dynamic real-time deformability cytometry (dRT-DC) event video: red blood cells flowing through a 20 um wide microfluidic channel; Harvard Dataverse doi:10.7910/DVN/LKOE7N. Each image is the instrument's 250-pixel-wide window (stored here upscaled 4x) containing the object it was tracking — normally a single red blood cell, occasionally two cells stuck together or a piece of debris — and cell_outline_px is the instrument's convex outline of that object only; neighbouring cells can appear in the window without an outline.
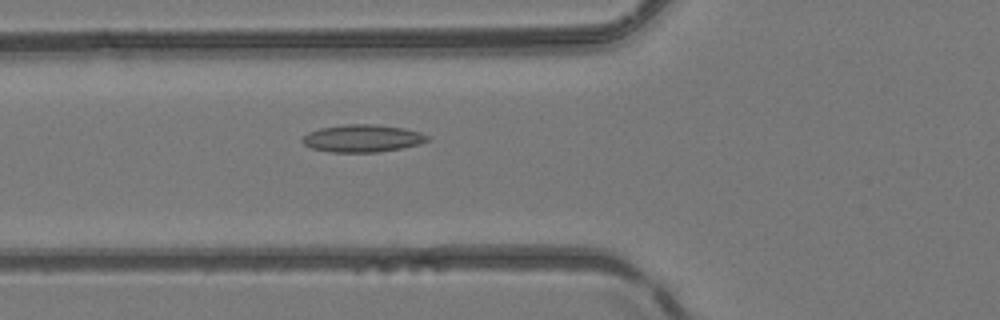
{"species": "common noctule bat (a hibernating species)", "species_latin": "Nyctalus noctula", "temperature_condition": "room temperature", "stored_images_in_passage": 51, "camera_frame_rate_fps": 3000, "um_per_image_px": 0.085, "animal": {"sex": "female", "body_mass_g": 24.6, "forearm_length_mm": 56.2}, "frame": {"image": 1, "passage_image": 20, "time_ms": 6.333, "image_size_px": [1000, 320], "cell_outline_px": [[428, 140], [420, 144], [400, 148], [376, 152], [328, 152], [312, 148], [304, 144], [300, 140], [308, 132], [320, 128], [344, 124], [372, 124], [404, 128], [420, 132], [428, 136]], "centroid_in_image_um": [30.78, 11.75], "position_along_channel_um": 95.0, "area_um2": 19.94}}
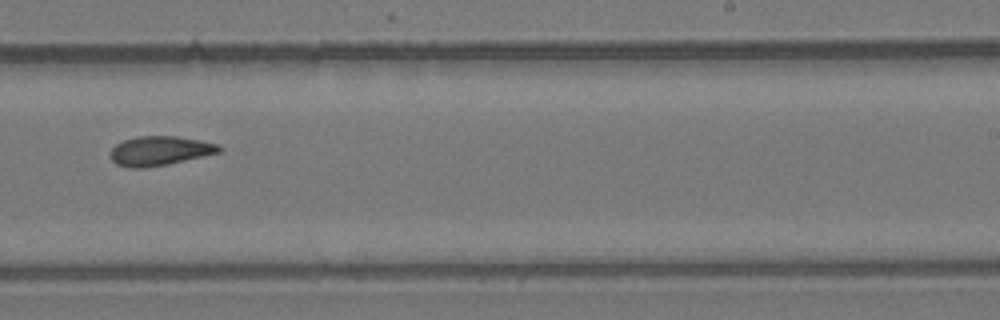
{"frame": {"image": 2, "passage_image": 33, "time_ms": 10.667, "image_size_px": [1000, 320], "cell_outline_px": [[224, 148], [220, 152], [168, 164], [144, 168], [132, 168], [116, 164], [112, 160], [112, 148], [116, 144], [124, 140], [136, 136], [176, 136], [200, 140], [216, 144]], "centroid_in_image_um": [13.59, 12.81], "position_along_channel_um": 275.4, "area_um2": 18.44}}
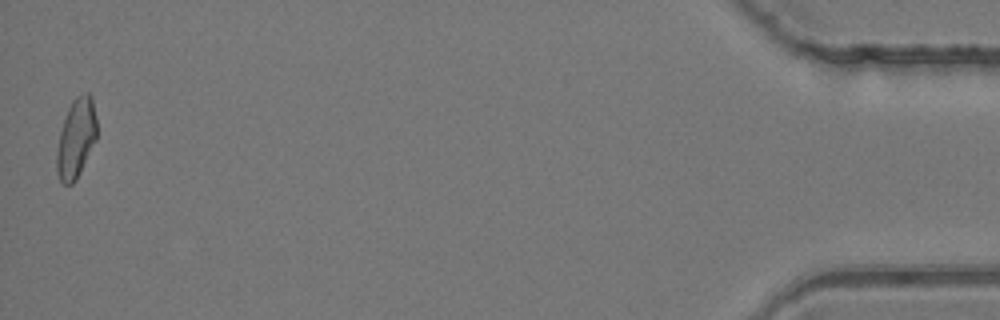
{"frame": {"image": 3, "passage_image": 51, "time_ms": 16.667, "image_size_px": [1000, 320], "cell_outline_px": [[96, 140], [76, 180], [72, 184], [64, 184], [60, 180], [56, 172], [56, 152], [60, 132], [68, 108], [72, 100], [76, 96], [84, 92], [88, 92], [92, 96], [96, 116]], "centroid_in_image_um": [6.47, 11.74], "position_along_channel_um": 428.7, "area_um2": 18.61}, "authors_computed_cell_mechanics": {"area_um2": 18.5538, "velocity_mm_per_s": 4.1471, "shape_relaxation_time_tau1_ms": null, "shape_relaxation_time_tau2_ms": 4.378, "deformation_change_tau1": null, "deformation_change_tau2": 0.116}}